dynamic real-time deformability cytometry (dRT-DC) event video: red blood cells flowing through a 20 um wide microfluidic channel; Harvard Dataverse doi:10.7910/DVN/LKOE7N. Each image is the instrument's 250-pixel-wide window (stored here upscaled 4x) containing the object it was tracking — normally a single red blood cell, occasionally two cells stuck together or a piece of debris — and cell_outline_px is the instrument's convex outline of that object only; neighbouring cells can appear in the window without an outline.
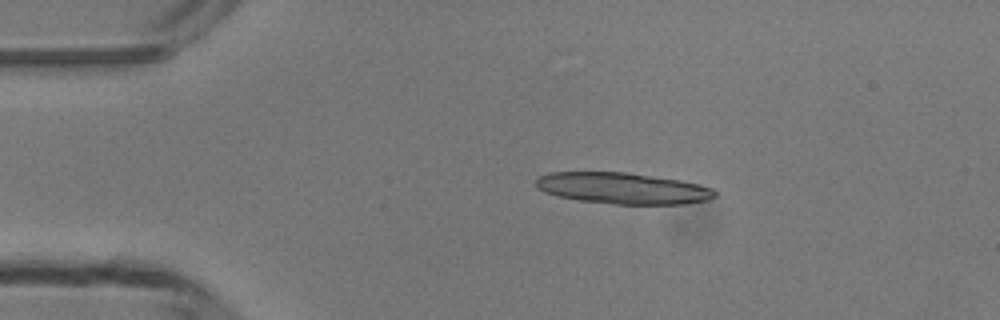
{"species": "common noctule bat (a hibernating species)", "species_latin": "Nyctalus noctula", "temperature_condition": "room temperature", "stored_images_in_passage": 4, "segment_of_instrument_passage": [1, 2], "camera_frame_rate_fps": 3000, "um_per_image_px": 0.085, "animal": {"sex": "male", "body_mass_g": 13.3}, "frame": {"image": 1, "passage_image": 2, "time_ms": 1.333, "image_size_px": [1000, 320], "cell_outline_px": [[716, 196], [708, 200], [684, 204], [616, 204], [580, 200], [560, 196], [544, 192], [536, 188], [536, 180], [540, 176], [548, 172], [628, 172], [680, 180], [712, 188], [716, 192]], "centroid_in_image_um": [52.93, 16.0], "position_along_channel_um": 32.1, "area_um2": 32.48}}